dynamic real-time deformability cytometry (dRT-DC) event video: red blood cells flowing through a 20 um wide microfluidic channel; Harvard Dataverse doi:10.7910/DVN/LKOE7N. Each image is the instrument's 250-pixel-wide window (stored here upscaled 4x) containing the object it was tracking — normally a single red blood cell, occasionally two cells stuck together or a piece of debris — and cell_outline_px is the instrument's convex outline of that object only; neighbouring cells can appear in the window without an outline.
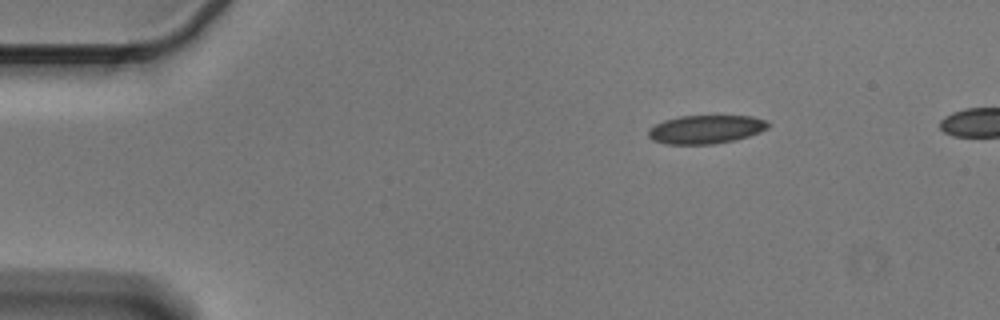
{"species": "Egyptian fruit bat (a non-hibernating species)", "species_latin": "Rousettus aegyptiacus", "temperature_condition": "cold", "stored_images_in_passage": 5, "camera_frame_rate_fps": 3000, "um_per_image_px": 0.085, "animal": {"sex": "male"}, "frame": {"image": 1, "passage_image": 5, "time_ms": 1.333, "image_size_px": [1000, 320], "cell_outline_px": [[772, 124], [768, 128], [760, 132], [736, 140], [712, 144], [664, 144], [652, 140], [648, 136], [648, 128], [664, 120], [680, 116], [752, 116], [768, 120]], "centroid_in_image_um": [60.02, 10.99], "position_along_channel_um": 25.0, "area_um2": 20.11}}